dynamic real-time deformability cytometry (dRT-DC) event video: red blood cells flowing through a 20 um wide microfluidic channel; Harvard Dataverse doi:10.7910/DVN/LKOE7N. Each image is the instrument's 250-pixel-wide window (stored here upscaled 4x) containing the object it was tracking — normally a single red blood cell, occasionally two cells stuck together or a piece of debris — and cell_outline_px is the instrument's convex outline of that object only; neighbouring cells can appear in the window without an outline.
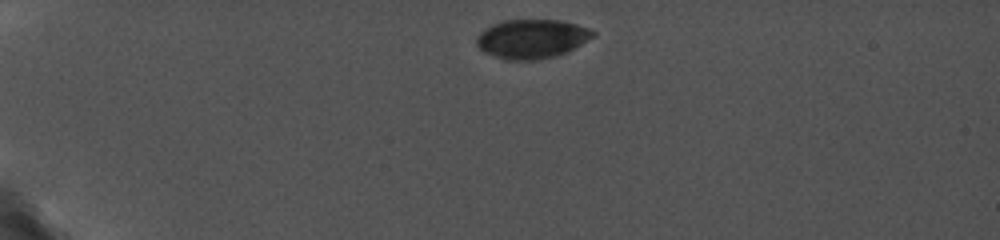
{"species": "common noctule bat (a hibernating species)", "species_latin": "Nyctalus noctula", "temperature_condition": "cold", "stored_images_in_passage": 3, "camera_frame_rate_fps": 5000, "um_per_image_px": 0.085, "animal": {"sex": "female", "body_mass_g": 19.0, "forearm_length_mm": 56.7}, "frame": {"image": 1, "passage_image": 1, "time_ms": 0.0, "image_size_px": [1000, 240], "cell_outline_px": [[596, 36], [556, 56], [536, 60], [508, 60], [484, 52], [476, 44], [476, 36], [484, 28], [492, 24], [504, 20], [560, 20], [576, 24], [588, 28], [596, 32]], "centroid_in_image_um": [45.18, 3.29], "position_along_channel_um": 39.8, "area_um2": 26.41}}